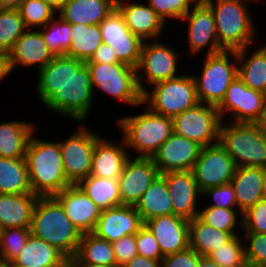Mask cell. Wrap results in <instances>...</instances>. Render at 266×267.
I'll list each match as a JSON object with an SVG mask.
<instances>
[{"label": "cell", "mask_w": 266, "mask_h": 267, "mask_svg": "<svg viewBox=\"0 0 266 267\" xmlns=\"http://www.w3.org/2000/svg\"><path fill=\"white\" fill-rule=\"evenodd\" d=\"M123 267H161V261H156L153 259H148L141 255H137Z\"/></svg>", "instance_id": "53"}, {"label": "cell", "mask_w": 266, "mask_h": 267, "mask_svg": "<svg viewBox=\"0 0 266 267\" xmlns=\"http://www.w3.org/2000/svg\"><path fill=\"white\" fill-rule=\"evenodd\" d=\"M242 233H266L265 200H260L242 213Z\"/></svg>", "instance_id": "47"}, {"label": "cell", "mask_w": 266, "mask_h": 267, "mask_svg": "<svg viewBox=\"0 0 266 267\" xmlns=\"http://www.w3.org/2000/svg\"><path fill=\"white\" fill-rule=\"evenodd\" d=\"M258 124L260 125L263 134L266 136V108Z\"/></svg>", "instance_id": "58"}, {"label": "cell", "mask_w": 266, "mask_h": 267, "mask_svg": "<svg viewBox=\"0 0 266 267\" xmlns=\"http://www.w3.org/2000/svg\"><path fill=\"white\" fill-rule=\"evenodd\" d=\"M198 218L205 224L215 229L229 232L233 236L242 234V213L238 209L212 206L201 207Z\"/></svg>", "instance_id": "39"}, {"label": "cell", "mask_w": 266, "mask_h": 267, "mask_svg": "<svg viewBox=\"0 0 266 267\" xmlns=\"http://www.w3.org/2000/svg\"><path fill=\"white\" fill-rule=\"evenodd\" d=\"M33 193L25 158L0 157V194Z\"/></svg>", "instance_id": "34"}, {"label": "cell", "mask_w": 266, "mask_h": 267, "mask_svg": "<svg viewBox=\"0 0 266 267\" xmlns=\"http://www.w3.org/2000/svg\"><path fill=\"white\" fill-rule=\"evenodd\" d=\"M77 186L101 209L122 205L118 179L89 175Z\"/></svg>", "instance_id": "37"}, {"label": "cell", "mask_w": 266, "mask_h": 267, "mask_svg": "<svg viewBox=\"0 0 266 267\" xmlns=\"http://www.w3.org/2000/svg\"><path fill=\"white\" fill-rule=\"evenodd\" d=\"M192 4H206L208 0H190Z\"/></svg>", "instance_id": "62"}, {"label": "cell", "mask_w": 266, "mask_h": 267, "mask_svg": "<svg viewBox=\"0 0 266 267\" xmlns=\"http://www.w3.org/2000/svg\"><path fill=\"white\" fill-rule=\"evenodd\" d=\"M67 257L56 247L30 234L24 248L9 267H56Z\"/></svg>", "instance_id": "32"}, {"label": "cell", "mask_w": 266, "mask_h": 267, "mask_svg": "<svg viewBox=\"0 0 266 267\" xmlns=\"http://www.w3.org/2000/svg\"><path fill=\"white\" fill-rule=\"evenodd\" d=\"M144 224L153 233L163 257L189 247V220L172 214L154 217Z\"/></svg>", "instance_id": "24"}, {"label": "cell", "mask_w": 266, "mask_h": 267, "mask_svg": "<svg viewBox=\"0 0 266 267\" xmlns=\"http://www.w3.org/2000/svg\"><path fill=\"white\" fill-rule=\"evenodd\" d=\"M96 99L91 85L90 72L84 64L44 105L45 110L70 118L76 123H85L91 115ZM77 121V122H76Z\"/></svg>", "instance_id": "9"}, {"label": "cell", "mask_w": 266, "mask_h": 267, "mask_svg": "<svg viewBox=\"0 0 266 267\" xmlns=\"http://www.w3.org/2000/svg\"><path fill=\"white\" fill-rule=\"evenodd\" d=\"M116 267H123L133 257L137 256L136 234L127 235L112 242Z\"/></svg>", "instance_id": "50"}, {"label": "cell", "mask_w": 266, "mask_h": 267, "mask_svg": "<svg viewBox=\"0 0 266 267\" xmlns=\"http://www.w3.org/2000/svg\"><path fill=\"white\" fill-rule=\"evenodd\" d=\"M262 200L266 201V169H265V174H264V179H263V184H262Z\"/></svg>", "instance_id": "61"}, {"label": "cell", "mask_w": 266, "mask_h": 267, "mask_svg": "<svg viewBox=\"0 0 266 267\" xmlns=\"http://www.w3.org/2000/svg\"><path fill=\"white\" fill-rule=\"evenodd\" d=\"M11 71L17 66L32 69L36 73L48 64L55 56L49 50L39 29H27L8 52Z\"/></svg>", "instance_id": "21"}, {"label": "cell", "mask_w": 266, "mask_h": 267, "mask_svg": "<svg viewBox=\"0 0 266 267\" xmlns=\"http://www.w3.org/2000/svg\"><path fill=\"white\" fill-rule=\"evenodd\" d=\"M4 229H5L4 226L0 223V242H1V238L4 234Z\"/></svg>", "instance_id": "63"}, {"label": "cell", "mask_w": 266, "mask_h": 267, "mask_svg": "<svg viewBox=\"0 0 266 267\" xmlns=\"http://www.w3.org/2000/svg\"><path fill=\"white\" fill-rule=\"evenodd\" d=\"M251 47L236 50L238 58L237 75L249 88L266 94V44L259 45V47H256L258 49L254 47L252 53L249 52Z\"/></svg>", "instance_id": "31"}, {"label": "cell", "mask_w": 266, "mask_h": 267, "mask_svg": "<svg viewBox=\"0 0 266 267\" xmlns=\"http://www.w3.org/2000/svg\"><path fill=\"white\" fill-rule=\"evenodd\" d=\"M144 225L135 206L120 205L101 210L92 233L110 243L127 235L136 234Z\"/></svg>", "instance_id": "22"}, {"label": "cell", "mask_w": 266, "mask_h": 267, "mask_svg": "<svg viewBox=\"0 0 266 267\" xmlns=\"http://www.w3.org/2000/svg\"><path fill=\"white\" fill-rule=\"evenodd\" d=\"M248 1L256 2L258 4V2H261L262 0L261 1L260 0H248Z\"/></svg>", "instance_id": "64"}, {"label": "cell", "mask_w": 266, "mask_h": 267, "mask_svg": "<svg viewBox=\"0 0 266 267\" xmlns=\"http://www.w3.org/2000/svg\"><path fill=\"white\" fill-rule=\"evenodd\" d=\"M232 237L233 235L229 232L215 229L198 217L189 220V247L200 256H208Z\"/></svg>", "instance_id": "38"}, {"label": "cell", "mask_w": 266, "mask_h": 267, "mask_svg": "<svg viewBox=\"0 0 266 267\" xmlns=\"http://www.w3.org/2000/svg\"><path fill=\"white\" fill-rule=\"evenodd\" d=\"M30 228H6L0 242V263L9 264L24 248Z\"/></svg>", "instance_id": "44"}, {"label": "cell", "mask_w": 266, "mask_h": 267, "mask_svg": "<svg viewBox=\"0 0 266 267\" xmlns=\"http://www.w3.org/2000/svg\"><path fill=\"white\" fill-rule=\"evenodd\" d=\"M200 255L188 247L187 249L163 257L161 267H198Z\"/></svg>", "instance_id": "51"}, {"label": "cell", "mask_w": 266, "mask_h": 267, "mask_svg": "<svg viewBox=\"0 0 266 267\" xmlns=\"http://www.w3.org/2000/svg\"><path fill=\"white\" fill-rule=\"evenodd\" d=\"M171 200L166 181L159 175L144 192L135 209L145 223L154 217L172 215Z\"/></svg>", "instance_id": "33"}, {"label": "cell", "mask_w": 266, "mask_h": 267, "mask_svg": "<svg viewBox=\"0 0 266 267\" xmlns=\"http://www.w3.org/2000/svg\"><path fill=\"white\" fill-rule=\"evenodd\" d=\"M56 267H76V266L72 258H67L65 261H63L60 265Z\"/></svg>", "instance_id": "59"}, {"label": "cell", "mask_w": 266, "mask_h": 267, "mask_svg": "<svg viewBox=\"0 0 266 267\" xmlns=\"http://www.w3.org/2000/svg\"><path fill=\"white\" fill-rule=\"evenodd\" d=\"M232 57V58H231ZM233 59V60H232ZM200 74H192L200 103L217 107L238 74V58L234 50L204 55Z\"/></svg>", "instance_id": "6"}, {"label": "cell", "mask_w": 266, "mask_h": 267, "mask_svg": "<svg viewBox=\"0 0 266 267\" xmlns=\"http://www.w3.org/2000/svg\"><path fill=\"white\" fill-rule=\"evenodd\" d=\"M248 267H266V233H243Z\"/></svg>", "instance_id": "45"}, {"label": "cell", "mask_w": 266, "mask_h": 267, "mask_svg": "<svg viewBox=\"0 0 266 267\" xmlns=\"http://www.w3.org/2000/svg\"><path fill=\"white\" fill-rule=\"evenodd\" d=\"M142 103L155 113L173 118L199 103L195 79L190 72L158 82L142 93Z\"/></svg>", "instance_id": "8"}, {"label": "cell", "mask_w": 266, "mask_h": 267, "mask_svg": "<svg viewBox=\"0 0 266 267\" xmlns=\"http://www.w3.org/2000/svg\"><path fill=\"white\" fill-rule=\"evenodd\" d=\"M0 267H9V265L0 263Z\"/></svg>", "instance_id": "65"}, {"label": "cell", "mask_w": 266, "mask_h": 267, "mask_svg": "<svg viewBox=\"0 0 266 267\" xmlns=\"http://www.w3.org/2000/svg\"><path fill=\"white\" fill-rule=\"evenodd\" d=\"M216 108L222 121L229 115L232 122L258 123L266 108V94L249 88L237 75Z\"/></svg>", "instance_id": "13"}, {"label": "cell", "mask_w": 266, "mask_h": 267, "mask_svg": "<svg viewBox=\"0 0 266 267\" xmlns=\"http://www.w3.org/2000/svg\"><path fill=\"white\" fill-rule=\"evenodd\" d=\"M36 123L25 120L0 122V157L25 158L32 134L38 130Z\"/></svg>", "instance_id": "30"}, {"label": "cell", "mask_w": 266, "mask_h": 267, "mask_svg": "<svg viewBox=\"0 0 266 267\" xmlns=\"http://www.w3.org/2000/svg\"><path fill=\"white\" fill-rule=\"evenodd\" d=\"M39 30L54 56L66 55L71 45L70 23L55 16Z\"/></svg>", "instance_id": "40"}, {"label": "cell", "mask_w": 266, "mask_h": 267, "mask_svg": "<svg viewBox=\"0 0 266 267\" xmlns=\"http://www.w3.org/2000/svg\"><path fill=\"white\" fill-rule=\"evenodd\" d=\"M137 254L148 259L161 261V249L151 230L144 224L136 233Z\"/></svg>", "instance_id": "49"}, {"label": "cell", "mask_w": 266, "mask_h": 267, "mask_svg": "<svg viewBox=\"0 0 266 267\" xmlns=\"http://www.w3.org/2000/svg\"><path fill=\"white\" fill-rule=\"evenodd\" d=\"M116 123L131 157L152 158L173 133V119L148 107L139 114L121 116Z\"/></svg>", "instance_id": "3"}, {"label": "cell", "mask_w": 266, "mask_h": 267, "mask_svg": "<svg viewBox=\"0 0 266 267\" xmlns=\"http://www.w3.org/2000/svg\"><path fill=\"white\" fill-rule=\"evenodd\" d=\"M51 8L58 12L67 0H44Z\"/></svg>", "instance_id": "57"}, {"label": "cell", "mask_w": 266, "mask_h": 267, "mask_svg": "<svg viewBox=\"0 0 266 267\" xmlns=\"http://www.w3.org/2000/svg\"><path fill=\"white\" fill-rule=\"evenodd\" d=\"M186 22L189 54L194 57L206 50L205 55L223 51L217 40L215 19L207 4H193L181 21Z\"/></svg>", "instance_id": "15"}, {"label": "cell", "mask_w": 266, "mask_h": 267, "mask_svg": "<svg viewBox=\"0 0 266 267\" xmlns=\"http://www.w3.org/2000/svg\"><path fill=\"white\" fill-rule=\"evenodd\" d=\"M219 143L237 167L266 169V136L258 123L222 121Z\"/></svg>", "instance_id": "5"}, {"label": "cell", "mask_w": 266, "mask_h": 267, "mask_svg": "<svg viewBox=\"0 0 266 267\" xmlns=\"http://www.w3.org/2000/svg\"><path fill=\"white\" fill-rule=\"evenodd\" d=\"M26 30L18 9H1L0 52L8 53Z\"/></svg>", "instance_id": "41"}, {"label": "cell", "mask_w": 266, "mask_h": 267, "mask_svg": "<svg viewBox=\"0 0 266 267\" xmlns=\"http://www.w3.org/2000/svg\"><path fill=\"white\" fill-rule=\"evenodd\" d=\"M12 74L8 53L0 52V82Z\"/></svg>", "instance_id": "54"}, {"label": "cell", "mask_w": 266, "mask_h": 267, "mask_svg": "<svg viewBox=\"0 0 266 267\" xmlns=\"http://www.w3.org/2000/svg\"><path fill=\"white\" fill-rule=\"evenodd\" d=\"M248 0H208L214 14L217 40L223 50H239L257 43V27ZM254 43V44H252Z\"/></svg>", "instance_id": "4"}, {"label": "cell", "mask_w": 266, "mask_h": 267, "mask_svg": "<svg viewBox=\"0 0 266 267\" xmlns=\"http://www.w3.org/2000/svg\"><path fill=\"white\" fill-rule=\"evenodd\" d=\"M36 132L30 138L25 155L29 182L34 194L54 196L71 186L64 172L59 141L37 138Z\"/></svg>", "instance_id": "1"}, {"label": "cell", "mask_w": 266, "mask_h": 267, "mask_svg": "<svg viewBox=\"0 0 266 267\" xmlns=\"http://www.w3.org/2000/svg\"><path fill=\"white\" fill-rule=\"evenodd\" d=\"M99 26L102 42L113 48L120 62L136 68L143 41L130 31L119 11L115 8Z\"/></svg>", "instance_id": "16"}, {"label": "cell", "mask_w": 266, "mask_h": 267, "mask_svg": "<svg viewBox=\"0 0 266 267\" xmlns=\"http://www.w3.org/2000/svg\"><path fill=\"white\" fill-rule=\"evenodd\" d=\"M161 42L162 40L143 41L139 63L135 68L141 93L149 86L181 75L178 72L181 53L176 52L177 49L172 45Z\"/></svg>", "instance_id": "10"}, {"label": "cell", "mask_w": 266, "mask_h": 267, "mask_svg": "<svg viewBox=\"0 0 266 267\" xmlns=\"http://www.w3.org/2000/svg\"><path fill=\"white\" fill-rule=\"evenodd\" d=\"M198 267H220L208 256H200Z\"/></svg>", "instance_id": "56"}, {"label": "cell", "mask_w": 266, "mask_h": 267, "mask_svg": "<svg viewBox=\"0 0 266 267\" xmlns=\"http://www.w3.org/2000/svg\"><path fill=\"white\" fill-rule=\"evenodd\" d=\"M27 29H39L57 16L44 0H23L18 8Z\"/></svg>", "instance_id": "43"}, {"label": "cell", "mask_w": 266, "mask_h": 267, "mask_svg": "<svg viewBox=\"0 0 266 267\" xmlns=\"http://www.w3.org/2000/svg\"><path fill=\"white\" fill-rule=\"evenodd\" d=\"M159 175L152 158L130 156L118 178L121 203L135 206Z\"/></svg>", "instance_id": "17"}, {"label": "cell", "mask_w": 266, "mask_h": 267, "mask_svg": "<svg viewBox=\"0 0 266 267\" xmlns=\"http://www.w3.org/2000/svg\"><path fill=\"white\" fill-rule=\"evenodd\" d=\"M54 197L60 202L66 216L82 234L94 231L101 209L77 185L63 189Z\"/></svg>", "instance_id": "23"}, {"label": "cell", "mask_w": 266, "mask_h": 267, "mask_svg": "<svg viewBox=\"0 0 266 267\" xmlns=\"http://www.w3.org/2000/svg\"><path fill=\"white\" fill-rule=\"evenodd\" d=\"M116 9L130 31L142 41L160 40V36H164L167 24L146 2L116 0Z\"/></svg>", "instance_id": "20"}, {"label": "cell", "mask_w": 266, "mask_h": 267, "mask_svg": "<svg viewBox=\"0 0 266 267\" xmlns=\"http://www.w3.org/2000/svg\"><path fill=\"white\" fill-rule=\"evenodd\" d=\"M147 4L166 23L170 19L179 22L193 5L190 0H148Z\"/></svg>", "instance_id": "46"}, {"label": "cell", "mask_w": 266, "mask_h": 267, "mask_svg": "<svg viewBox=\"0 0 266 267\" xmlns=\"http://www.w3.org/2000/svg\"><path fill=\"white\" fill-rule=\"evenodd\" d=\"M79 124L75 131L59 141L64 172L71 185H77L91 173L92 155L99 133Z\"/></svg>", "instance_id": "11"}, {"label": "cell", "mask_w": 266, "mask_h": 267, "mask_svg": "<svg viewBox=\"0 0 266 267\" xmlns=\"http://www.w3.org/2000/svg\"><path fill=\"white\" fill-rule=\"evenodd\" d=\"M71 45L66 55L83 62L91 59L103 43L99 25L70 24Z\"/></svg>", "instance_id": "35"}, {"label": "cell", "mask_w": 266, "mask_h": 267, "mask_svg": "<svg viewBox=\"0 0 266 267\" xmlns=\"http://www.w3.org/2000/svg\"><path fill=\"white\" fill-rule=\"evenodd\" d=\"M265 169L261 167H237L232 180L237 199V209L244 213L249 207L262 200V184Z\"/></svg>", "instance_id": "29"}, {"label": "cell", "mask_w": 266, "mask_h": 267, "mask_svg": "<svg viewBox=\"0 0 266 267\" xmlns=\"http://www.w3.org/2000/svg\"><path fill=\"white\" fill-rule=\"evenodd\" d=\"M202 146L184 136L172 133L153 155L152 160L161 174L191 171Z\"/></svg>", "instance_id": "18"}, {"label": "cell", "mask_w": 266, "mask_h": 267, "mask_svg": "<svg viewBox=\"0 0 266 267\" xmlns=\"http://www.w3.org/2000/svg\"><path fill=\"white\" fill-rule=\"evenodd\" d=\"M85 63L114 64L122 62L118 60L112 47H110L108 44L102 43L99 48L94 52L91 59Z\"/></svg>", "instance_id": "52"}, {"label": "cell", "mask_w": 266, "mask_h": 267, "mask_svg": "<svg viewBox=\"0 0 266 267\" xmlns=\"http://www.w3.org/2000/svg\"><path fill=\"white\" fill-rule=\"evenodd\" d=\"M76 267H116V266H106L97 264H87V263H75Z\"/></svg>", "instance_id": "60"}, {"label": "cell", "mask_w": 266, "mask_h": 267, "mask_svg": "<svg viewBox=\"0 0 266 267\" xmlns=\"http://www.w3.org/2000/svg\"><path fill=\"white\" fill-rule=\"evenodd\" d=\"M236 164L220 143L201 148L192 172L199 190L229 184L236 171Z\"/></svg>", "instance_id": "14"}, {"label": "cell", "mask_w": 266, "mask_h": 267, "mask_svg": "<svg viewBox=\"0 0 266 267\" xmlns=\"http://www.w3.org/2000/svg\"><path fill=\"white\" fill-rule=\"evenodd\" d=\"M120 137L119 143L103 136L96 140L90 175L109 179L120 177L130 157L124 138L121 135Z\"/></svg>", "instance_id": "26"}, {"label": "cell", "mask_w": 266, "mask_h": 267, "mask_svg": "<svg viewBox=\"0 0 266 267\" xmlns=\"http://www.w3.org/2000/svg\"><path fill=\"white\" fill-rule=\"evenodd\" d=\"M72 259L74 263L116 266L112 243L97 237L92 232L82 234L78 249Z\"/></svg>", "instance_id": "36"}, {"label": "cell", "mask_w": 266, "mask_h": 267, "mask_svg": "<svg viewBox=\"0 0 266 267\" xmlns=\"http://www.w3.org/2000/svg\"><path fill=\"white\" fill-rule=\"evenodd\" d=\"M115 8L116 0H67L57 15L70 24L99 25Z\"/></svg>", "instance_id": "27"}, {"label": "cell", "mask_w": 266, "mask_h": 267, "mask_svg": "<svg viewBox=\"0 0 266 267\" xmlns=\"http://www.w3.org/2000/svg\"><path fill=\"white\" fill-rule=\"evenodd\" d=\"M208 257L220 267H248L242 235H234Z\"/></svg>", "instance_id": "42"}, {"label": "cell", "mask_w": 266, "mask_h": 267, "mask_svg": "<svg viewBox=\"0 0 266 267\" xmlns=\"http://www.w3.org/2000/svg\"><path fill=\"white\" fill-rule=\"evenodd\" d=\"M172 119L174 133L195 141L202 147L219 143L222 120L215 106L199 102Z\"/></svg>", "instance_id": "12"}, {"label": "cell", "mask_w": 266, "mask_h": 267, "mask_svg": "<svg viewBox=\"0 0 266 267\" xmlns=\"http://www.w3.org/2000/svg\"><path fill=\"white\" fill-rule=\"evenodd\" d=\"M30 232L33 236L56 247L67 258H73L82 232L66 216L54 196H40L36 202Z\"/></svg>", "instance_id": "2"}, {"label": "cell", "mask_w": 266, "mask_h": 267, "mask_svg": "<svg viewBox=\"0 0 266 267\" xmlns=\"http://www.w3.org/2000/svg\"><path fill=\"white\" fill-rule=\"evenodd\" d=\"M23 0H0L2 9H18Z\"/></svg>", "instance_id": "55"}, {"label": "cell", "mask_w": 266, "mask_h": 267, "mask_svg": "<svg viewBox=\"0 0 266 267\" xmlns=\"http://www.w3.org/2000/svg\"><path fill=\"white\" fill-rule=\"evenodd\" d=\"M39 195L0 194V223L4 228H30Z\"/></svg>", "instance_id": "28"}, {"label": "cell", "mask_w": 266, "mask_h": 267, "mask_svg": "<svg viewBox=\"0 0 266 267\" xmlns=\"http://www.w3.org/2000/svg\"><path fill=\"white\" fill-rule=\"evenodd\" d=\"M90 72L91 85L94 96L99 90L102 95L108 94L119 103L128 104V107L143 106L142 93L140 92L136 70L125 63H85Z\"/></svg>", "instance_id": "7"}, {"label": "cell", "mask_w": 266, "mask_h": 267, "mask_svg": "<svg viewBox=\"0 0 266 267\" xmlns=\"http://www.w3.org/2000/svg\"><path fill=\"white\" fill-rule=\"evenodd\" d=\"M85 62L67 56H55L36 74L35 90L43 106Z\"/></svg>", "instance_id": "25"}, {"label": "cell", "mask_w": 266, "mask_h": 267, "mask_svg": "<svg viewBox=\"0 0 266 267\" xmlns=\"http://www.w3.org/2000/svg\"><path fill=\"white\" fill-rule=\"evenodd\" d=\"M203 196L212 201L207 206L237 209L236 194L231 183L208 188L202 192V199Z\"/></svg>", "instance_id": "48"}, {"label": "cell", "mask_w": 266, "mask_h": 267, "mask_svg": "<svg viewBox=\"0 0 266 267\" xmlns=\"http://www.w3.org/2000/svg\"><path fill=\"white\" fill-rule=\"evenodd\" d=\"M168 188L173 214L187 220L198 217L202 192L192 171H178L161 174ZM198 203V204H197ZM198 205V206H197Z\"/></svg>", "instance_id": "19"}]
</instances>
